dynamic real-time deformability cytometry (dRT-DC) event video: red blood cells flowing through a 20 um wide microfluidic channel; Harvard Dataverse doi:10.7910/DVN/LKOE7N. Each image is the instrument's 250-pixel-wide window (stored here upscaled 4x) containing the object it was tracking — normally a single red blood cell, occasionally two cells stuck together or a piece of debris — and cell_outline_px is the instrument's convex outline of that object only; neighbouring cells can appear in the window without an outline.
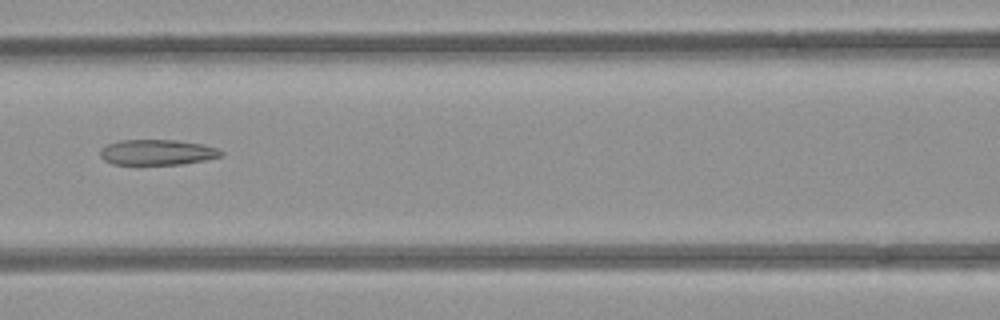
{"species": "common noctule bat (a hibernating species)", "species_latin": "Nyctalus noctula", "temperature_condition": "room temperature", "stored_images_in_passage": 8, "camera_frame_rate_fps": 3000, "um_per_image_px": 0.085, "animal": {"sex": "female", "body_mass_g": 21.9}, "frame": {"image": 1, "passage_image": 7, "time_ms": 7.0, "image_size_px": [1000, 320], "cell_outline_px": [[224, 156], [184, 164], [112, 164], [104, 160], [100, 156], [100, 148], [108, 144], [120, 140], [176, 140], [204, 144], [216, 148], [224, 152]], "centroid_in_image_um": [13.38, 12.94], "position_along_channel_um": 153.2, "area_um2": 18.03}}
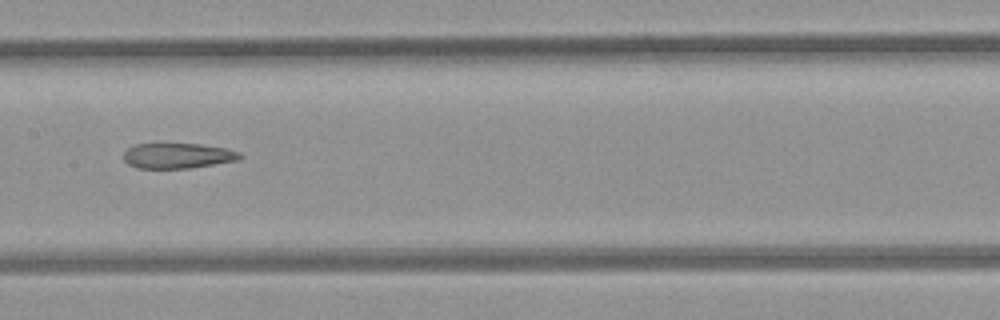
{"frame": {"image": 2, "passage_image": 8, "time_ms": 8.0, "image_size_px": [1000, 320], "cell_outline_px": [[244, 156], [240, 160], [188, 168], [136, 168], [128, 164], [124, 160], [124, 152], [128, 148], [136, 144], [200, 144], [228, 148], [240, 152]], "centroid_in_image_um": [15.15, 13.23], "position_along_channel_um": 192.3, "area_um2": 17.22}}